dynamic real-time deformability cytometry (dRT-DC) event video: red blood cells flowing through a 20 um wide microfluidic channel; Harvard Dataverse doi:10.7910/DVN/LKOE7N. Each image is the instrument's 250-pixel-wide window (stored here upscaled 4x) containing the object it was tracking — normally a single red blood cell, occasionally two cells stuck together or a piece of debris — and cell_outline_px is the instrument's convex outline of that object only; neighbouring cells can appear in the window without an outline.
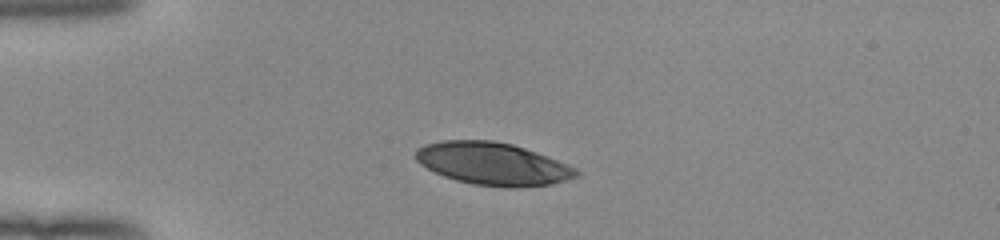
{"species": "human", "species_latin": "Homo sapiens", "temperature_condition": "room temperature", "stored_images_in_passage": 33, "camera_frame_rate_fps": 3000, "um_per_image_px": 0.085, "donor": {"sex": "female"}, "frame": {"image": 1, "passage_image": 1, "time_ms": 0.0, "image_size_px": [1000, 240], "cell_outline_px": [[580, 172], [576, 176], [552, 184], [516, 188], [504, 188], [472, 184], [456, 180], [444, 176], [420, 164], [416, 160], [416, 148], [424, 144], [444, 140], [492, 140], [512, 144], [536, 152], [576, 168]], "centroid_in_image_um": [41.86, 13.92], "position_along_channel_um": 43.1, "area_um2": 39.71}}
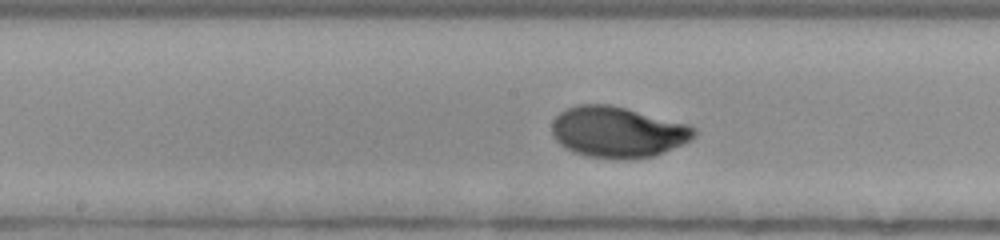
{"frame": {"image": 2, "passage_image": 15, "time_ms": 4.667, "image_size_px": [1000, 240], "cell_outline_px": [[696, 136], [692, 140], [684, 144], [652, 156], [616, 160], [584, 156], [572, 152], [560, 144], [552, 136], [552, 120], [560, 112], [576, 104], [608, 104], [688, 124], [696, 128]], "centroid_in_image_um": [52.48, 11.23], "position_along_channel_um": 195.7, "area_um2": 42.37}}
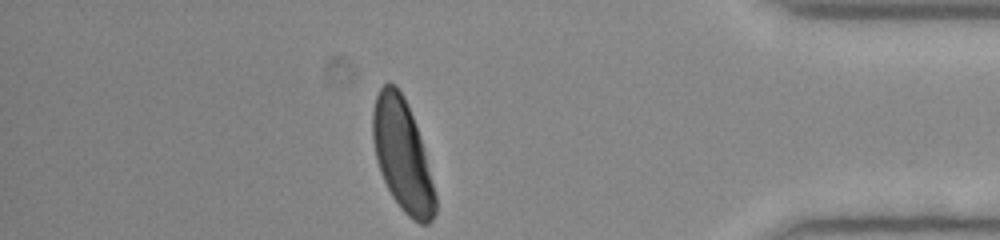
{"frame": {"image": 3, "passage_image": 33, "time_ms": 10.667, "image_size_px": [1000, 240], "cell_outline_px": [[436, 212], [432, 220], [428, 224], [420, 224], [412, 220], [400, 208], [392, 196], [380, 172], [376, 160], [372, 140], [372, 112], [376, 96], [380, 88], [388, 80], [396, 84], [404, 96], [420, 136], [436, 196]], "centroid_in_image_um": [34.18, 13.19], "position_along_channel_um": 401.0, "area_um2": 40.69}, "authors_computed_cell_mechanics": {"area_um2": 40.8068, "velocity_mm_per_s": 3.9494, "shape_relaxation_time_tau1_ms": 2.3469, "shape_relaxation_time_tau2_ms": null, "deformation_change_tau1": 0.1629, "deformation_change_tau2": null}}